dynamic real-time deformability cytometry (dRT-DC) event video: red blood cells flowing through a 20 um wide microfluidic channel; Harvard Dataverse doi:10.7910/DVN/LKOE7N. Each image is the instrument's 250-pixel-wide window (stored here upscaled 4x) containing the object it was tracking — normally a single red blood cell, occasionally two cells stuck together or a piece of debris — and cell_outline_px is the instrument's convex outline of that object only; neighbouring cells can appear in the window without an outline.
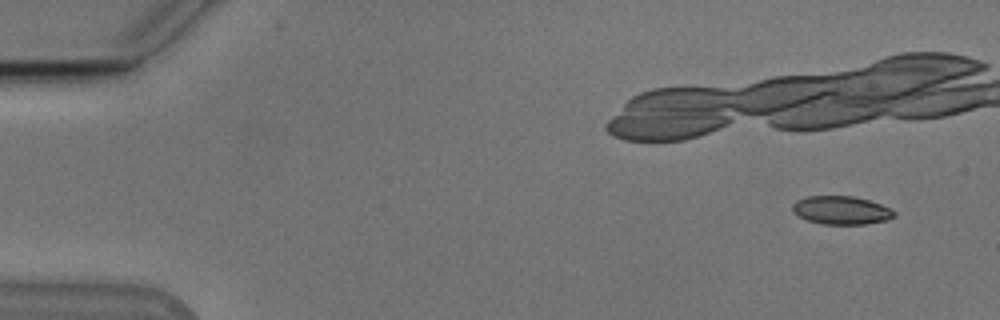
{"species": "Egyptian fruit bat (a non-hibernating species)", "species_latin": "Rousettus aegyptiacus", "temperature_condition": "cold", "stored_images_in_passage": 15, "camera_frame_rate_fps": 3000, "um_per_image_px": 0.085, "animal": {"sex": "male"}, "frame": {"image": 1, "passage_image": 3, "time_ms": 0.667, "image_size_px": [1000, 320], "cell_outline_px": [[896, 216], [888, 220], [864, 224], [820, 224], [808, 220], [792, 212], [792, 204], [796, 200], [808, 196], [852, 196], [868, 200], [892, 208], [896, 212]], "centroid_in_image_um": [71.52, 17.87], "position_along_channel_um": 13.5, "area_um2": 16.88}}